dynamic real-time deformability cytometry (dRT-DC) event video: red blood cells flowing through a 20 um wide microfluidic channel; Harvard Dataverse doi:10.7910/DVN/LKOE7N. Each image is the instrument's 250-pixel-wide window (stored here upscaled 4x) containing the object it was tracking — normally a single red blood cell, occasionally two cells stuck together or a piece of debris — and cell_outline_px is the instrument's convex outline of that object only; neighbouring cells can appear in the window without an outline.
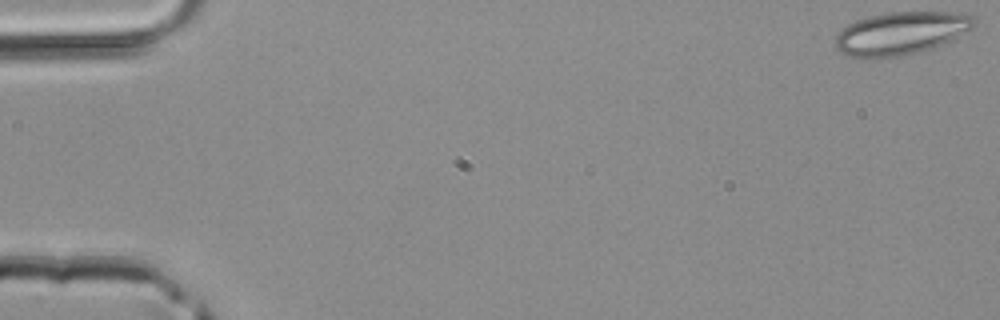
{"species": "common noctule bat (a hibernating species)", "species_latin": "Nyctalus noctula", "temperature_condition": "room temperature", "stored_images_in_passage": 4, "camera_frame_rate_fps": 3000, "um_per_image_px": 0.085, "animal": {"sex": "male", "body_mass_g": 20.4}, "frame": {"image": 1, "passage_image": 1, "time_ms": 0.0, "image_size_px": [1000, 320], "cell_outline_px": [[976, 24], [972, 28], [952, 40], [932, 48], [900, 56], [848, 56], [840, 52], [832, 44], [836, 36], [848, 24], [856, 20], [888, 12], [952, 12], [976, 16]], "centroid_in_image_um": [76.6, 2.8], "position_along_channel_um": 8.4, "area_um2": 34.28}}